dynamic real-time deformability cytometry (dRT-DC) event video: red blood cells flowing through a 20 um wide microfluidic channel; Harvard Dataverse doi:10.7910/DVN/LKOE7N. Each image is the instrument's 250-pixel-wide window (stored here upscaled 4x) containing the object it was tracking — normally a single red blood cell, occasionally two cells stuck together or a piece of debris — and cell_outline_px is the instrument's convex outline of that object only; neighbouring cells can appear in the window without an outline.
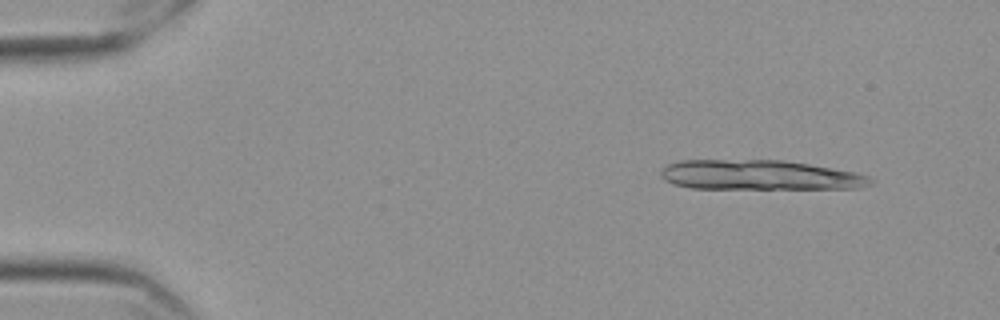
{"species": "Egyptian fruit bat (a non-hibernating species)", "species_latin": "Rousettus aegyptiacus", "temperature_condition": "cold", "stored_images_in_passage": 15, "camera_frame_rate_fps": 3000, "um_per_image_px": 0.085, "frame": {"image": 1, "passage_image": 5, "time_ms": 1.333, "image_size_px": [1000, 320], "cell_outline_px": [[872, 184], [860, 188], [692, 188], [672, 184], [664, 180], [660, 176], [660, 172], [668, 164], [680, 160], [784, 160], [856, 172], [868, 176], [872, 180]], "centroid_in_image_um": [64.54, 14.88], "position_along_channel_um": 20.5, "area_um2": 36.3}}